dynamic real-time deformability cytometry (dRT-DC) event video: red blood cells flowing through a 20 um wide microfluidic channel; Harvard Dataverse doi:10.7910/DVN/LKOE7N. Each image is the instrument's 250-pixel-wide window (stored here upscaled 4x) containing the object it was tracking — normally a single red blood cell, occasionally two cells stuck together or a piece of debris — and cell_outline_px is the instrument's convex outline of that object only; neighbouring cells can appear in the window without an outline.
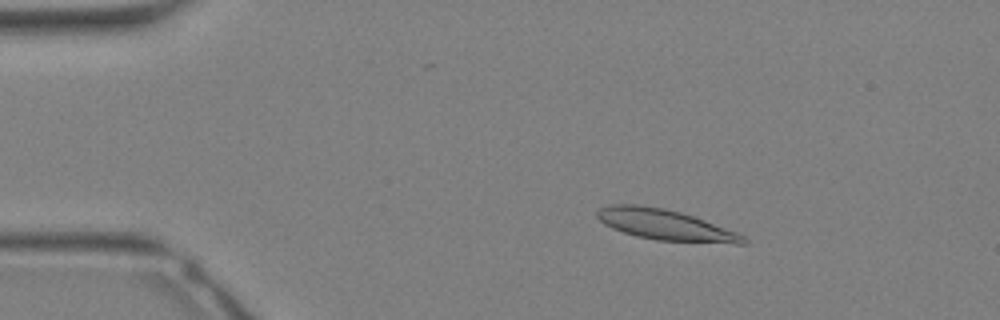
{"species": "Egyptian fruit bat (a non-hibernating species)", "species_latin": "Rousettus aegyptiacus", "temperature_condition": "warm", "stored_images_in_passage": 33, "camera_frame_rate_fps": 3000, "um_per_image_px": 0.085, "animal": {"sex": "female"}, "frame": {"image": 1, "passage_image": 5, "time_ms": 1.333, "image_size_px": [1000, 320], "cell_outline_px": [[748, 244], [736, 244], [656, 240], [636, 236], [612, 228], [604, 224], [596, 216], [596, 212], [600, 208], [608, 204], [636, 204], [664, 208], [680, 212], [704, 220], [736, 232], [744, 236], [748, 240]], "centroid_in_image_um": [56.54, 19.11], "position_along_channel_um": 28.5, "area_um2": 26.13}}
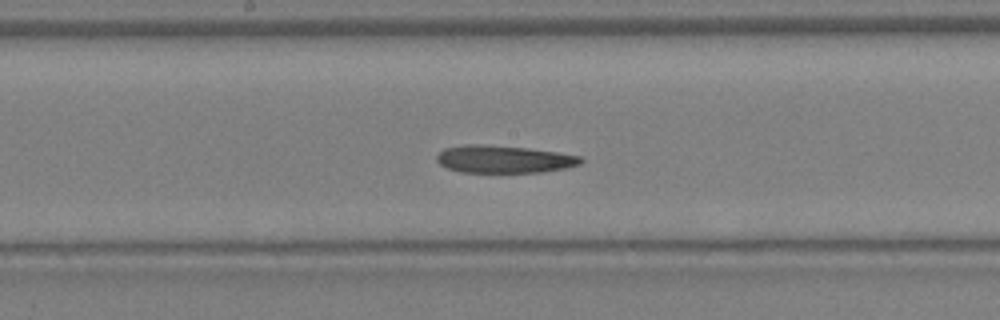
{"frame": {"image": 2, "passage_image": 17, "time_ms": 5.333, "image_size_px": [1000, 320], "cell_outline_px": [[584, 160], [580, 164], [568, 168], [540, 172], [460, 172], [448, 168], [440, 164], [436, 160], [436, 156], [444, 148], [464, 144], [480, 144], [528, 148], [556, 152], [580, 156]], "centroid_in_image_um": [42.82, 13.53], "position_along_channel_um": 205.4, "area_um2": 23.12}}
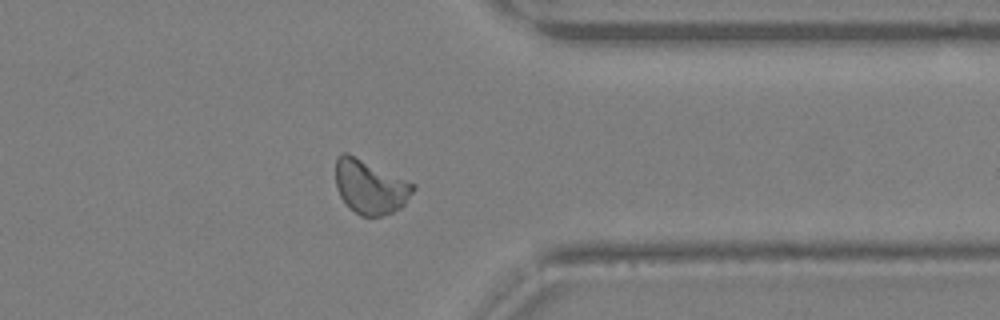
{"frame": {"image": 3, "passage_image": 26, "time_ms": 8.333, "image_size_px": [1000, 320], "cell_outline_px": [[416, 188], [404, 204], [400, 208], [392, 212], [380, 216], [360, 216], [348, 208], [340, 196], [336, 188], [336, 156], [340, 152], [348, 152], [416, 184]], "centroid_in_image_um": [31.44, 15.86], "position_along_channel_um": 380.0, "area_um2": 24.68}}